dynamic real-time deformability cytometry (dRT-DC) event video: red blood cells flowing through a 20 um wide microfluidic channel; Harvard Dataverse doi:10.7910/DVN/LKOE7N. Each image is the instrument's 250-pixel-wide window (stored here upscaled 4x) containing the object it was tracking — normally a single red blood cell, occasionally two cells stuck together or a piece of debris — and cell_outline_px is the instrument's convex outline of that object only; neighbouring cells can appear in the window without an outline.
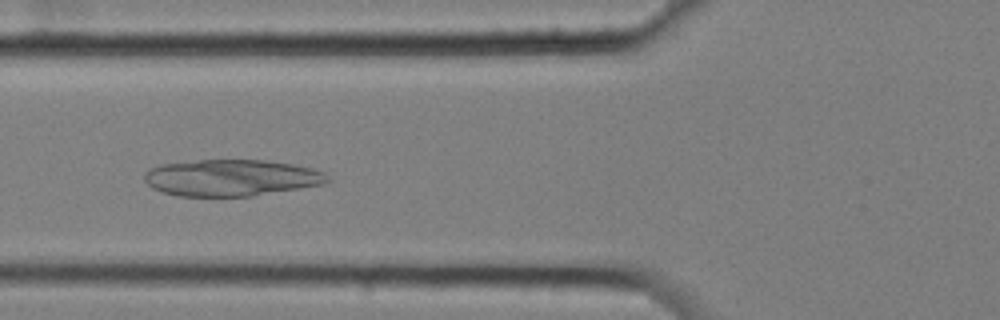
{"species": "common noctule bat (a hibernating species)", "species_latin": "Nyctalus noctula", "temperature_condition": "cold", "stored_images_in_passage": 6, "camera_frame_rate_fps": 3000, "um_per_image_px": 0.085, "animal": {"sex": "female", "body_mass_g": 25.1}, "frame": {"image": 1, "passage_image": 6, "time_ms": 1.667, "image_size_px": [1000, 320], "cell_outline_px": [[332, 180], [324, 184], [252, 196], [176, 196], [152, 188], [144, 180], [144, 172], [160, 164], [200, 160], [264, 160], [292, 164], [312, 168], [324, 172]], "centroid_in_image_um": [19.67, 15.11], "position_along_channel_um": 106.1, "area_um2": 39.02}}